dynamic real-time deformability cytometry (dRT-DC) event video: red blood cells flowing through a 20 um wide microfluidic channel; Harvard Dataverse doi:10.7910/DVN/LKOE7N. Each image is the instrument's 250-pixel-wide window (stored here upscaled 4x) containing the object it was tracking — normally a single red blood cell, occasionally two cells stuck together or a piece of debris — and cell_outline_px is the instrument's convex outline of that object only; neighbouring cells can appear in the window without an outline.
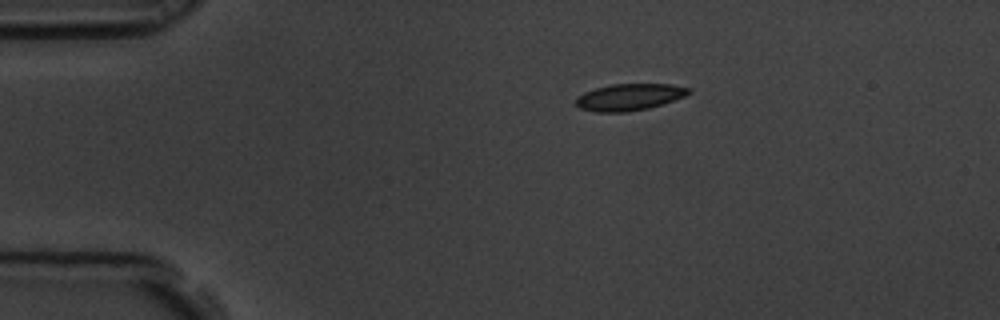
{"species": "common noctule bat (a hibernating species)", "species_latin": "Nyctalus noctula", "temperature_condition": "room temperature", "stored_images_in_passage": 48, "camera_frame_rate_fps": 3000, "um_per_image_px": 0.085, "animal": {"sex": "male", "body_mass_g": 19.5, "forearm_length_mm": 54.6}, "frame": {"image": 1, "passage_image": 1, "time_ms": 0.0, "image_size_px": [1000, 320], "cell_outline_px": [[692, 92], [684, 96], [664, 104], [648, 108], [628, 112], [596, 112], [580, 108], [576, 104], [576, 96], [584, 92], [596, 88], [612, 84], [672, 84], [692, 88]], "centroid_in_image_um": [53.52, 8.25], "position_along_channel_um": 31.5, "area_um2": 17.69}}
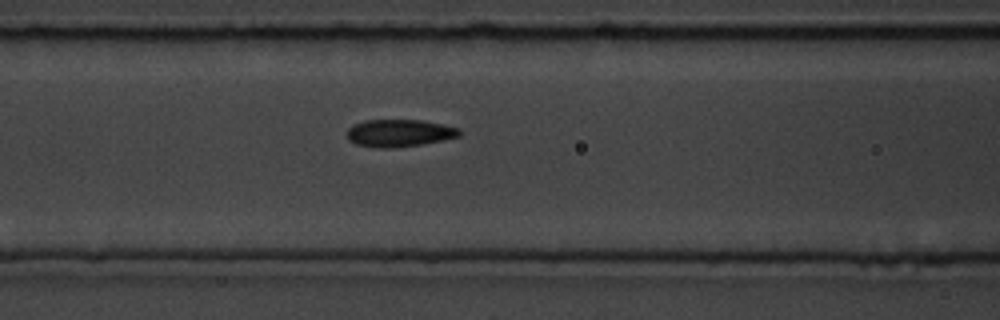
{"frame": {"image": 2, "passage_image": 14, "time_ms": 4.333, "image_size_px": [1000, 320], "cell_outline_px": [[460, 136], [444, 140], [424, 144], [392, 148], [380, 148], [356, 144], [348, 140], [348, 128], [352, 124], [364, 120], [420, 120], [444, 124], [460, 128]], "centroid_in_image_um": [33.95, 11.31], "position_along_channel_um": 132.6, "area_um2": 18.09}}
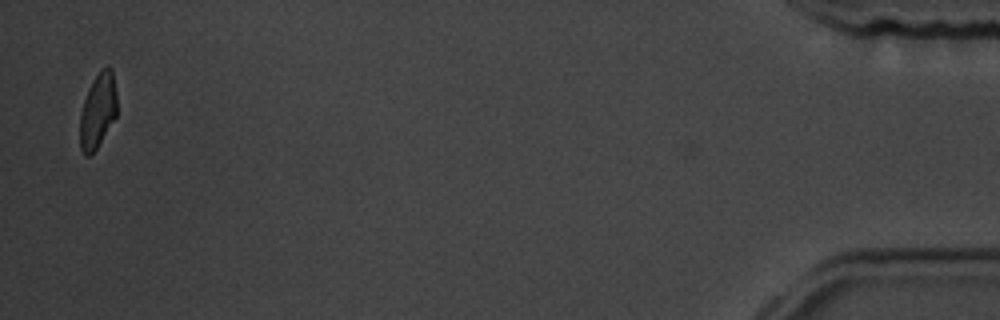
{"frame": {"image": 3, "passage_image": 47, "time_ms": 15.333, "image_size_px": [1000, 320], "cell_outline_px": [[116, 116], [96, 148], [88, 156], [84, 156], [80, 148], [80, 112], [88, 88], [92, 80], [100, 68], [108, 64], [112, 68], [116, 92]], "centroid_in_image_um": [8.3, 9.34], "position_along_channel_um": 426.9, "area_um2": 16.24}, "authors_computed_cell_mechanics": {"area_um2": 17.5134, "velocity_mm_per_s": 3.4998, "shape_relaxation_time_tau1_ms": 3.3856, "shape_relaxation_time_tau2_ms": 2.0553, "deformation_change_tau1": 0.1231, "deformation_change_tau2": 0.0821}}